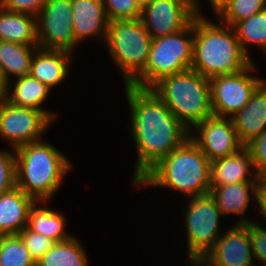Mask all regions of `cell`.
<instances>
[{"mask_svg": "<svg viewBox=\"0 0 266 266\" xmlns=\"http://www.w3.org/2000/svg\"><path fill=\"white\" fill-rule=\"evenodd\" d=\"M231 118L243 146L266 131V80L254 91L246 106Z\"/></svg>", "mask_w": 266, "mask_h": 266, "instance_id": "cell-19", "label": "cell"}, {"mask_svg": "<svg viewBox=\"0 0 266 266\" xmlns=\"http://www.w3.org/2000/svg\"><path fill=\"white\" fill-rule=\"evenodd\" d=\"M189 138L210 161L230 156L243 147L232 118L213 115L204 119L189 131Z\"/></svg>", "mask_w": 266, "mask_h": 266, "instance_id": "cell-14", "label": "cell"}, {"mask_svg": "<svg viewBox=\"0 0 266 266\" xmlns=\"http://www.w3.org/2000/svg\"><path fill=\"white\" fill-rule=\"evenodd\" d=\"M0 41L38 45L36 17L8 11L0 6Z\"/></svg>", "mask_w": 266, "mask_h": 266, "instance_id": "cell-23", "label": "cell"}, {"mask_svg": "<svg viewBox=\"0 0 266 266\" xmlns=\"http://www.w3.org/2000/svg\"><path fill=\"white\" fill-rule=\"evenodd\" d=\"M255 221L249 223V236L256 266H266V225ZM261 263L257 265V263Z\"/></svg>", "mask_w": 266, "mask_h": 266, "instance_id": "cell-32", "label": "cell"}, {"mask_svg": "<svg viewBox=\"0 0 266 266\" xmlns=\"http://www.w3.org/2000/svg\"><path fill=\"white\" fill-rule=\"evenodd\" d=\"M0 266H36L19 235L0 236Z\"/></svg>", "mask_w": 266, "mask_h": 266, "instance_id": "cell-27", "label": "cell"}, {"mask_svg": "<svg viewBox=\"0 0 266 266\" xmlns=\"http://www.w3.org/2000/svg\"><path fill=\"white\" fill-rule=\"evenodd\" d=\"M38 47L0 41V68L8 82L29 75L31 60Z\"/></svg>", "mask_w": 266, "mask_h": 266, "instance_id": "cell-24", "label": "cell"}, {"mask_svg": "<svg viewBox=\"0 0 266 266\" xmlns=\"http://www.w3.org/2000/svg\"><path fill=\"white\" fill-rule=\"evenodd\" d=\"M73 55L64 50L38 47L31 60L29 75L53 90L70 75Z\"/></svg>", "mask_w": 266, "mask_h": 266, "instance_id": "cell-18", "label": "cell"}, {"mask_svg": "<svg viewBox=\"0 0 266 266\" xmlns=\"http://www.w3.org/2000/svg\"><path fill=\"white\" fill-rule=\"evenodd\" d=\"M152 39L140 18L108 23L104 46L122 73L123 85L129 84L145 68Z\"/></svg>", "mask_w": 266, "mask_h": 266, "instance_id": "cell-7", "label": "cell"}, {"mask_svg": "<svg viewBox=\"0 0 266 266\" xmlns=\"http://www.w3.org/2000/svg\"><path fill=\"white\" fill-rule=\"evenodd\" d=\"M259 178L252 156L245 146L230 156L211 161V186L258 183Z\"/></svg>", "mask_w": 266, "mask_h": 266, "instance_id": "cell-17", "label": "cell"}, {"mask_svg": "<svg viewBox=\"0 0 266 266\" xmlns=\"http://www.w3.org/2000/svg\"><path fill=\"white\" fill-rule=\"evenodd\" d=\"M47 0H0V6L8 11L37 16Z\"/></svg>", "mask_w": 266, "mask_h": 266, "instance_id": "cell-34", "label": "cell"}, {"mask_svg": "<svg viewBox=\"0 0 266 266\" xmlns=\"http://www.w3.org/2000/svg\"><path fill=\"white\" fill-rule=\"evenodd\" d=\"M228 226L217 242L194 266H256L249 236V224Z\"/></svg>", "mask_w": 266, "mask_h": 266, "instance_id": "cell-12", "label": "cell"}, {"mask_svg": "<svg viewBox=\"0 0 266 266\" xmlns=\"http://www.w3.org/2000/svg\"><path fill=\"white\" fill-rule=\"evenodd\" d=\"M109 22L115 20L139 19L141 8L134 0H102Z\"/></svg>", "mask_w": 266, "mask_h": 266, "instance_id": "cell-29", "label": "cell"}, {"mask_svg": "<svg viewBox=\"0 0 266 266\" xmlns=\"http://www.w3.org/2000/svg\"><path fill=\"white\" fill-rule=\"evenodd\" d=\"M206 18H193V61L191 69L207 79L234 74L252 61L243 53L232 26Z\"/></svg>", "mask_w": 266, "mask_h": 266, "instance_id": "cell-3", "label": "cell"}, {"mask_svg": "<svg viewBox=\"0 0 266 266\" xmlns=\"http://www.w3.org/2000/svg\"><path fill=\"white\" fill-rule=\"evenodd\" d=\"M245 147L252 156L257 173L261 176L266 171V131L253 138Z\"/></svg>", "mask_w": 266, "mask_h": 266, "instance_id": "cell-33", "label": "cell"}, {"mask_svg": "<svg viewBox=\"0 0 266 266\" xmlns=\"http://www.w3.org/2000/svg\"><path fill=\"white\" fill-rule=\"evenodd\" d=\"M257 187L258 183H231L229 185L211 186L210 195L215 199L217 207L228 217L232 214L237 216L234 224L246 225L251 223L246 215L248 208L253 202V207L257 208ZM254 200V201H252ZM245 214V215H244Z\"/></svg>", "mask_w": 266, "mask_h": 266, "instance_id": "cell-16", "label": "cell"}, {"mask_svg": "<svg viewBox=\"0 0 266 266\" xmlns=\"http://www.w3.org/2000/svg\"><path fill=\"white\" fill-rule=\"evenodd\" d=\"M256 66L252 61L240 72L210 79L214 116L231 118L246 106L254 91L266 80L253 73L257 71Z\"/></svg>", "mask_w": 266, "mask_h": 266, "instance_id": "cell-9", "label": "cell"}, {"mask_svg": "<svg viewBox=\"0 0 266 266\" xmlns=\"http://www.w3.org/2000/svg\"><path fill=\"white\" fill-rule=\"evenodd\" d=\"M136 4L142 9L146 6L151 0H134Z\"/></svg>", "mask_w": 266, "mask_h": 266, "instance_id": "cell-38", "label": "cell"}, {"mask_svg": "<svg viewBox=\"0 0 266 266\" xmlns=\"http://www.w3.org/2000/svg\"><path fill=\"white\" fill-rule=\"evenodd\" d=\"M243 53L251 60L249 46L256 45L257 50L266 53V8L253 16L239 21L234 27Z\"/></svg>", "mask_w": 266, "mask_h": 266, "instance_id": "cell-26", "label": "cell"}, {"mask_svg": "<svg viewBox=\"0 0 266 266\" xmlns=\"http://www.w3.org/2000/svg\"><path fill=\"white\" fill-rule=\"evenodd\" d=\"M52 123L42 111L0 99V137L12 149L42 140Z\"/></svg>", "mask_w": 266, "mask_h": 266, "instance_id": "cell-10", "label": "cell"}, {"mask_svg": "<svg viewBox=\"0 0 266 266\" xmlns=\"http://www.w3.org/2000/svg\"><path fill=\"white\" fill-rule=\"evenodd\" d=\"M151 89L189 131L213 116L210 80L192 69L166 76Z\"/></svg>", "mask_w": 266, "mask_h": 266, "instance_id": "cell-5", "label": "cell"}, {"mask_svg": "<svg viewBox=\"0 0 266 266\" xmlns=\"http://www.w3.org/2000/svg\"><path fill=\"white\" fill-rule=\"evenodd\" d=\"M187 200L182 212L187 240L185 253L188 266H194L224 232L219 225L223 221V214L210 194L189 197Z\"/></svg>", "mask_w": 266, "mask_h": 266, "instance_id": "cell-8", "label": "cell"}, {"mask_svg": "<svg viewBox=\"0 0 266 266\" xmlns=\"http://www.w3.org/2000/svg\"><path fill=\"white\" fill-rule=\"evenodd\" d=\"M15 79H12L8 83V93L5 98L7 101L18 107L42 111L53 123L59 119L57 116L58 112L52 111L51 109L48 110L43 105L51 93L50 88L30 75Z\"/></svg>", "mask_w": 266, "mask_h": 266, "instance_id": "cell-20", "label": "cell"}, {"mask_svg": "<svg viewBox=\"0 0 266 266\" xmlns=\"http://www.w3.org/2000/svg\"><path fill=\"white\" fill-rule=\"evenodd\" d=\"M40 48L76 53L71 0H47L36 16Z\"/></svg>", "mask_w": 266, "mask_h": 266, "instance_id": "cell-11", "label": "cell"}, {"mask_svg": "<svg viewBox=\"0 0 266 266\" xmlns=\"http://www.w3.org/2000/svg\"><path fill=\"white\" fill-rule=\"evenodd\" d=\"M35 200L15 187L0 195V236L18 235L28 224L30 207Z\"/></svg>", "mask_w": 266, "mask_h": 266, "instance_id": "cell-21", "label": "cell"}, {"mask_svg": "<svg viewBox=\"0 0 266 266\" xmlns=\"http://www.w3.org/2000/svg\"><path fill=\"white\" fill-rule=\"evenodd\" d=\"M163 188L186 198L204 196L211 190V161L188 137L165 156L134 187Z\"/></svg>", "mask_w": 266, "mask_h": 266, "instance_id": "cell-2", "label": "cell"}, {"mask_svg": "<svg viewBox=\"0 0 266 266\" xmlns=\"http://www.w3.org/2000/svg\"><path fill=\"white\" fill-rule=\"evenodd\" d=\"M230 1L231 0H208L213 16L217 17L226 8ZM200 2V0H193L194 15L196 17L206 18V15H203L205 13L202 12V5Z\"/></svg>", "mask_w": 266, "mask_h": 266, "instance_id": "cell-35", "label": "cell"}, {"mask_svg": "<svg viewBox=\"0 0 266 266\" xmlns=\"http://www.w3.org/2000/svg\"><path fill=\"white\" fill-rule=\"evenodd\" d=\"M193 40V20L177 33L152 39L147 64L129 85L151 88L166 76L191 69Z\"/></svg>", "mask_w": 266, "mask_h": 266, "instance_id": "cell-6", "label": "cell"}, {"mask_svg": "<svg viewBox=\"0 0 266 266\" xmlns=\"http://www.w3.org/2000/svg\"><path fill=\"white\" fill-rule=\"evenodd\" d=\"M45 141L15 150L16 187L35 201L52 202L73 165L64 152Z\"/></svg>", "mask_w": 266, "mask_h": 266, "instance_id": "cell-4", "label": "cell"}, {"mask_svg": "<svg viewBox=\"0 0 266 266\" xmlns=\"http://www.w3.org/2000/svg\"><path fill=\"white\" fill-rule=\"evenodd\" d=\"M49 204L50 201L34 202L29 210L27 227L54 242L64 241L73 237L74 234L68 233L69 231L65 227L69 221L67 215L61 211L50 209L47 206Z\"/></svg>", "mask_w": 266, "mask_h": 266, "instance_id": "cell-22", "label": "cell"}, {"mask_svg": "<svg viewBox=\"0 0 266 266\" xmlns=\"http://www.w3.org/2000/svg\"><path fill=\"white\" fill-rule=\"evenodd\" d=\"M195 17L193 0H151L140 19L153 39L184 29Z\"/></svg>", "mask_w": 266, "mask_h": 266, "instance_id": "cell-13", "label": "cell"}, {"mask_svg": "<svg viewBox=\"0 0 266 266\" xmlns=\"http://www.w3.org/2000/svg\"><path fill=\"white\" fill-rule=\"evenodd\" d=\"M261 177L266 181V171L261 175Z\"/></svg>", "mask_w": 266, "mask_h": 266, "instance_id": "cell-39", "label": "cell"}, {"mask_svg": "<svg viewBox=\"0 0 266 266\" xmlns=\"http://www.w3.org/2000/svg\"><path fill=\"white\" fill-rule=\"evenodd\" d=\"M257 208L266 222V181L260 176L257 187Z\"/></svg>", "mask_w": 266, "mask_h": 266, "instance_id": "cell-36", "label": "cell"}, {"mask_svg": "<svg viewBox=\"0 0 266 266\" xmlns=\"http://www.w3.org/2000/svg\"><path fill=\"white\" fill-rule=\"evenodd\" d=\"M265 8L266 0H231L216 18L219 22L234 27L239 21L245 20Z\"/></svg>", "mask_w": 266, "mask_h": 266, "instance_id": "cell-28", "label": "cell"}, {"mask_svg": "<svg viewBox=\"0 0 266 266\" xmlns=\"http://www.w3.org/2000/svg\"><path fill=\"white\" fill-rule=\"evenodd\" d=\"M18 235L35 262L55 244L53 240L31 231L28 227H25Z\"/></svg>", "mask_w": 266, "mask_h": 266, "instance_id": "cell-31", "label": "cell"}, {"mask_svg": "<svg viewBox=\"0 0 266 266\" xmlns=\"http://www.w3.org/2000/svg\"><path fill=\"white\" fill-rule=\"evenodd\" d=\"M77 236L55 242L37 262L36 266H88V253Z\"/></svg>", "mask_w": 266, "mask_h": 266, "instance_id": "cell-25", "label": "cell"}, {"mask_svg": "<svg viewBox=\"0 0 266 266\" xmlns=\"http://www.w3.org/2000/svg\"><path fill=\"white\" fill-rule=\"evenodd\" d=\"M129 105L130 135L135 143L133 187L165 156L180 146L189 130L173 115L151 88L124 85Z\"/></svg>", "mask_w": 266, "mask_h": 266, "instance_id": "cell-1", "label": "cell"}, {"mask_svg": "<svg viewBox=\"0 0 266 266\" xmlns=\"http://www.w3.org/2000/svg\"><path fill=\"white\" fill-rule=\"evenodd\" d=\"M71 4L76 50L80 43L90 38L104 44L109 21L102 0H71Z\"/></svg>", "mask_w": 266, "mask_h": 266, "instance_id": "cell-15", "label": "cell"}, {"mask_svg": "<svg viewBox=\"0 0 266 266\" xmlns=\"http://www.w3.org/2000/svg\"><path fill=\"white\" fill-rule=\"evenodd\" d=\"M10 150L0 148V195L16 187L15 149Z\"/></svg>", "mask_w": 266, "mask_h": 266, "instance_id": "cell-30", "label": "cell"}, {"mask_svg": "<svg viewBox=\"0 0 266 266\" xmlns=\"http://www.w3.org/2000/svg\"><path fill=\"white\" fill-rule=\"evenodd\" d=\"M8 81L0 68V99H5L8 93Z\"/></svg>", "mask_w": 266, "mask_h": 266, "instance_id": "cell-37", "label": "cell"}]
</instances>
